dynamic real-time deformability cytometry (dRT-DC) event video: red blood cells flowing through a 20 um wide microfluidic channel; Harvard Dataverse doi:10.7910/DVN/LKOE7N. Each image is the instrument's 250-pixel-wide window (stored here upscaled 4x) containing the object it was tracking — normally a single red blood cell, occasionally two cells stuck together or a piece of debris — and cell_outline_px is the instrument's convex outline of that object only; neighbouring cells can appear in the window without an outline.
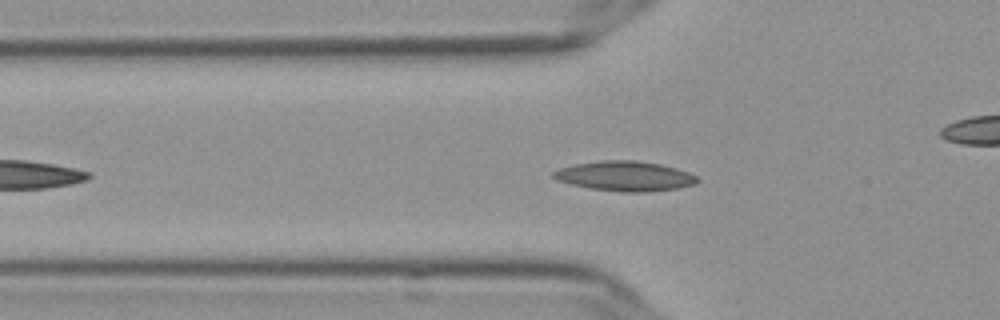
{"species": "Egyptian fruit bat (a non-hibernating species)", "species_latin": "Rousettus aegyptiacus", "temperature_condition": "cold", "stored_images_in_passage": 47, "camera_frame_rate_fps": 3000, "um_per_image_px": 0.085, "frame": {"image": 1, "passage_image": 9, "time_ms": 2.667, "image_size_px": [1000, 320], "cell_outline_px": [[700, 180], [696, 184], [676, 188], [648, 192], [620, 192], [588, 188], [556, 180], [552, 176], [552, 172], [560, 168], [576, 164], [600, 160], [636, 160], [660, 164], [676, 168], [688, 172], [696, 176]], "centroid_in_image_um": [53.12, 14.97], "position_along_channel_um": 72.7, "area_um2": 25.09}}
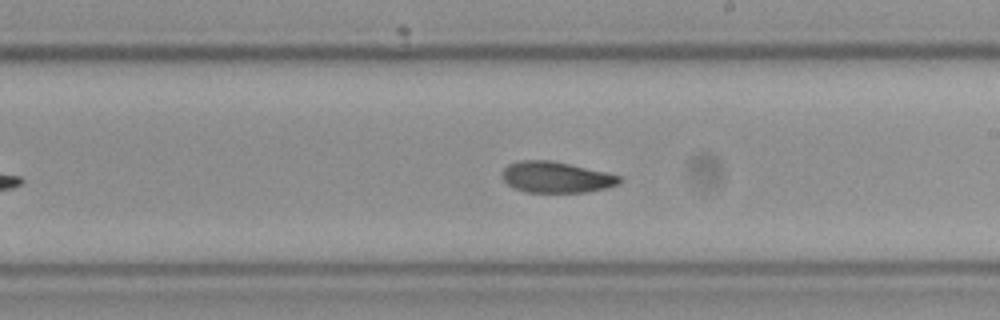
{"frame": {"image": 2, "passage_image": 23, "time_ms": 7.333, "image_size_px": [1000, 320], "cell_outline_px": [[624, 180], [620, 184], [604, 188], [584, 192], [524, 192], [512, 188], [504, 180], [504, 168], [508, 164], [520, 160], [552, 160], [604, 172], [620, 176]], "centroid_in_image_um": [47.27, 15.06], "position_along_channel_um": 241.7, "area_um2": 21.1}}
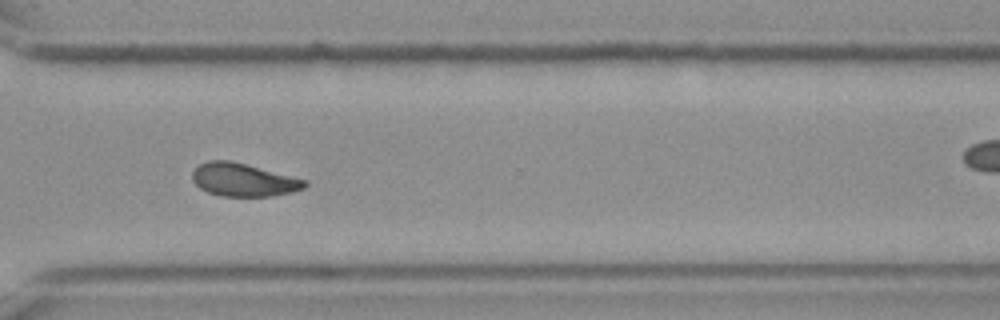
{"frame": {"image": 3, "passage_image": 32, "time_ms": 10.333, "image_size_px": [1000, 320], "cell_outline_px": [[308, 184], [304, 188], [292, 192], [272, 196], [220, 196], [208, 192], [200, 188], [192, 180], [192, 172], [200, 164], [208, 160], [228, 160], [308, 180]], "centroid_in_image_um": [20.69, 15.29], "position_along_channel_um": 349.9, "area_um2": 21.5}, "authors_computed_cell_mechanics": {"area_um2": 22.0218, "velocity_mm_per_s": 3.6084, "shape_relaxation_time_tau1_ms": 6.1043, "shape_relaxation_time_tau2_ms": 3.412, "deformation_change_tau1": 0.1409, "deformation_change_tau2": 0.0815}}